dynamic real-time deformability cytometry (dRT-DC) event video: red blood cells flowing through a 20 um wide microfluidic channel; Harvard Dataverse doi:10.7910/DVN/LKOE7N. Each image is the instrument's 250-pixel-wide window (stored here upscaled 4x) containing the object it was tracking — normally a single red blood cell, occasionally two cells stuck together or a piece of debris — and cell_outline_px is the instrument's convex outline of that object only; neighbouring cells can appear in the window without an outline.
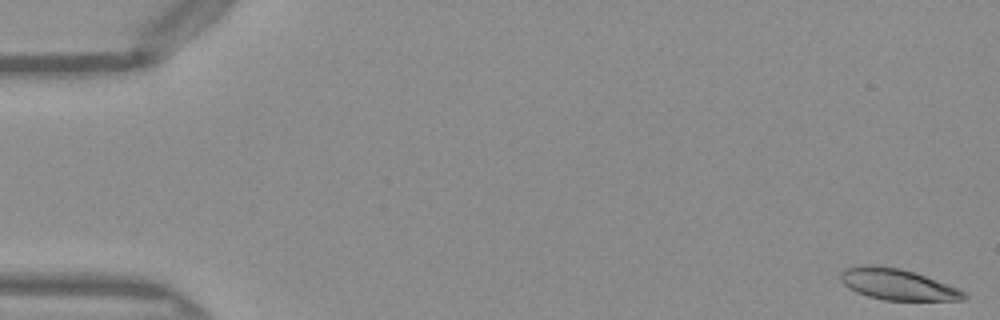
{"species": "Egyptian fruit bat (a non-hibernating species)", "species_latin": "Rousettus aegyptiacus", "temperature_condition": "warm", "stored_images_in_passage": 50, "camera_frame_rate_fps": 3000, "um_per_image_px": 0.085, "frame": {"image": 1, "passage_image": 1, "time_ms": 0.0, "image_size_px": [1000, 320], "cell_outline_px": [[968, 296], [964, 300], [884, 300], [868, 296], [856, 292], [848, 288], [840, 280], [840, 272], [844, 268], [864, 264], [872, 264], [900, 268], [924, 276], [956, 288], [964, 292]], "centroid_in_image_um": [76.2, 24.16], "position_along_channel_um": 8.8, "area_um2": 22.2}}
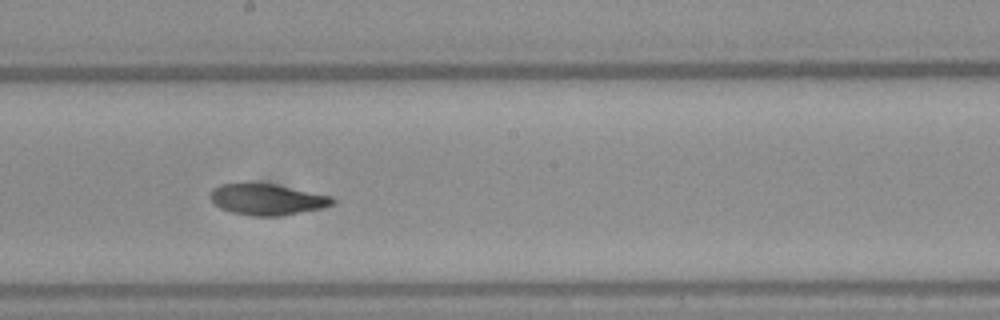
{"frame": {"image": 2, "passage_image": 28, "time_ms": 9.0, "image_size_px": [1000, 320], "cell_outline_px": [[336, 200], [332, 204], [324, 208], [280, 216], [252, 216], [232, 212], [220, 208], [212, 200], [212, 188], [220, 184], [276, 184], [332, 196]], "centroid_in_image_um": [22.76, 16.96], "position_along_channel_um": 225.4, "area_um2": 21.96}}
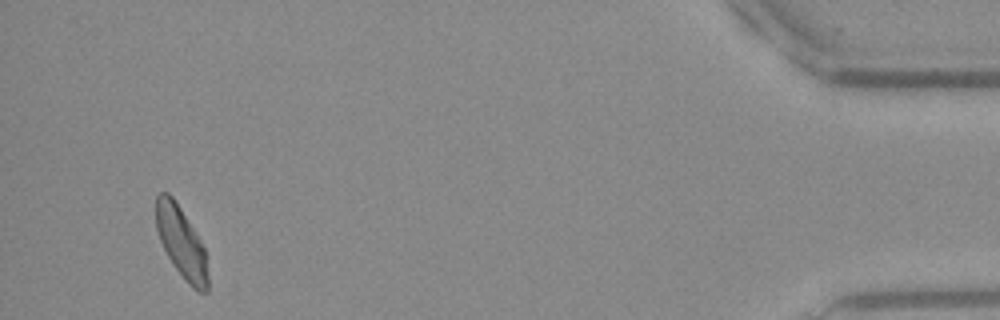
{"frame": {"image": 3, "passage_image": 48, "time_ms": 15.667, "image_size_px": [1000, 320], "cell_outline_px": [[208, 292], [196, 292], [188, 284], [172, 264], [160, 240], [156, 228], [156, 196], [160, 192], [168, 192], [172, 196], [180, 208], [200, 240], [204, 248], [208, 276]], "centroid_in_image_um": [15.41, 20.64], "position_along_channel_um": 419.8, "area_um2": 21.27}, "authors_computed_cell_mechanics": {"area_um2": 22.5131, "velocity_mm_per_s": 4.0374, "shape_relaxation_time_tau1_ms": 5.9431, "shape_relaxation_time_tau2_ms": 3.8601, "deformation_change_tau1": 0.1748, "deformation_change_tau2": 0.1039}}